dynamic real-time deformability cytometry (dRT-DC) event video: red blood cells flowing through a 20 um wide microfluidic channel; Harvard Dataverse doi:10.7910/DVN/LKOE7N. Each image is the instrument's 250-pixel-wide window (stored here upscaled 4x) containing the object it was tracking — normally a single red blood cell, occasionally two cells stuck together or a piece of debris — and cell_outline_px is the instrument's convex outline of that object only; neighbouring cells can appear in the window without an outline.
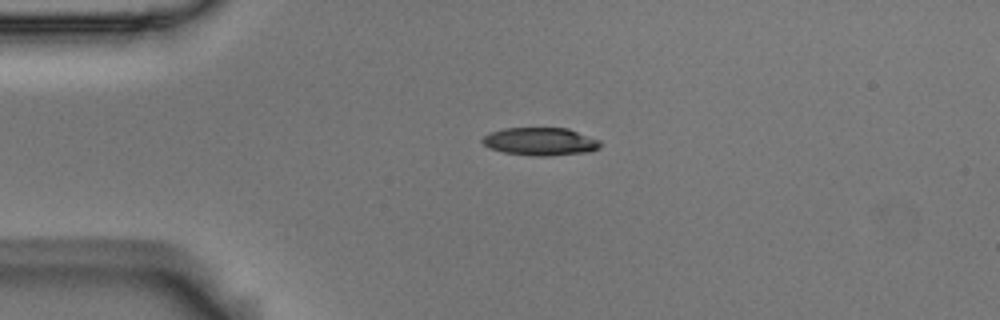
{"species": "Egyptian fruit bat (a non-hibernating species)", "species_latin": "Rousettus aegyptiacus", "temperature_condition": "room temperature", "stored_images_in_passage": 23, "camera_frame_rate_fps": 3000, "um_per_image_px": 0.085, "animal": {"sex": "male"}, "frame": {"image": 1, "passage_image": 1, "time_ms": 0.0, "image_size_px": [1000, 320], "cell_outline_px": [[600, 148], [592, 152], [548, 156], [536, 156], [504, 152], [488, 148], [480, 140], [488, 132], [504, 128], [568, 128], [600, 140]], "centroid_in_image_um": [45.93, 12.03], "position_along_channel_um": 39.1, "area_um2": 19.36}}
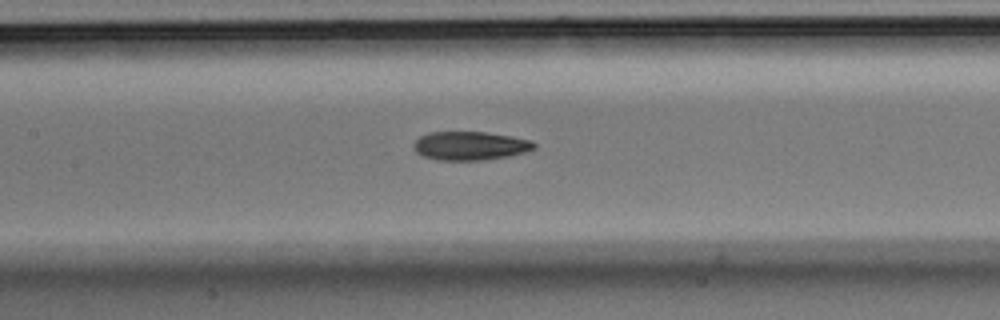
{"frame": {"image": 2, "passage_image": 14, "time_ms": 4.333, "image_size_px": [1000, 320], "cell_outline_px": [[536, 148], [524, 152], [508, 156], [484, 160], [436, 160], [424, 156], [416, 152], [412, 144], [420, 136], [428, 132], [484, 132], [512, 136], [532, 140], [536, 144]], "centroid_in_image_um": [39.96, 12.39], "position_along_channel_um": 167.4, "area_um2": 20.17}}
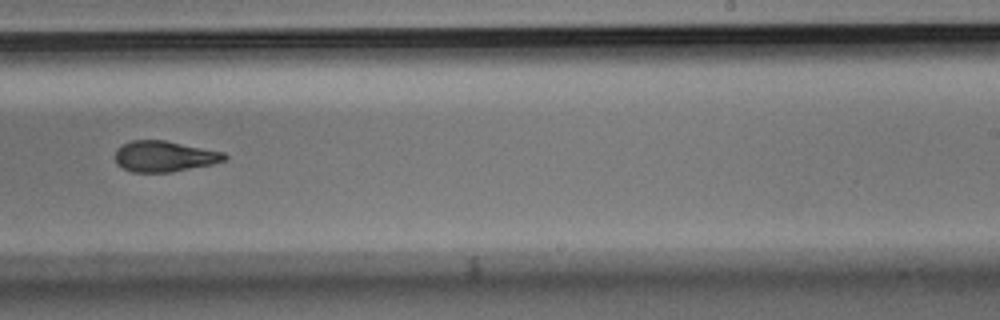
{"frame": {"image": 3, "passage_image": 23, "time_ms": 7.333, "image_size_px": [1000, 320], "cell_outline_px": [[228, 156], [224, 160], [212, 164], [172, 172], [132, 172], [116, 164], [116, 148], [120, 144], [132, 140], [164, 140], [224, 152]], "centroid_in_image_um": [13.94, 13.28], "position_along_channel_um": 275.1, "area_um2": 19.65}}